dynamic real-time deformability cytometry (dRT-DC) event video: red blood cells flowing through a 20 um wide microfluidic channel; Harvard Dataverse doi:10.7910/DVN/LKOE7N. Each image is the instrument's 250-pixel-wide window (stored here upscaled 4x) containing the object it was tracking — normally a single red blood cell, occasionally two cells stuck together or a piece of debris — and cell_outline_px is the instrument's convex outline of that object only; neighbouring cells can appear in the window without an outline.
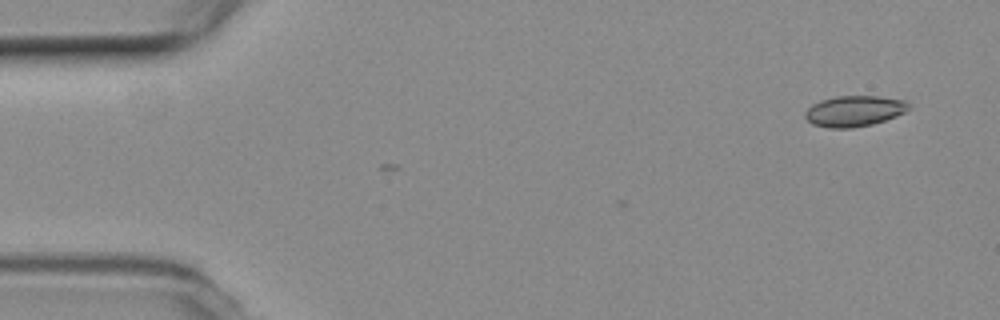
{"species": "common noctule bat (a hibernating species)", "species_latin": "Nyctalus noctula", "temperature_condition": "room temperature", "stored_images_in_passage": 3, "camera_frame_rate_fps": 3000, "um_per_image_px": 0.085, "animal": {"sex": "female", "body_mass_g": 19.3, "forearm_length_mm": 54.1}, "frame": {"image": 1, "passage_image": 1, "time_ms": 0.0, "image_size_px": [1000, 320], "cell_outline_px": [[912, 108], [896, 116], [872, 124], [852, 128], [828, 128], [812, 124], [804, 116], [804, 112], [812, 104], [820, 100], [836, 96], [880, 96], [904, 100]], "centroid_in_image_um": [72.59, 9.44], "position_along_channel_um": 12.4, "area_um2": 18.67}}